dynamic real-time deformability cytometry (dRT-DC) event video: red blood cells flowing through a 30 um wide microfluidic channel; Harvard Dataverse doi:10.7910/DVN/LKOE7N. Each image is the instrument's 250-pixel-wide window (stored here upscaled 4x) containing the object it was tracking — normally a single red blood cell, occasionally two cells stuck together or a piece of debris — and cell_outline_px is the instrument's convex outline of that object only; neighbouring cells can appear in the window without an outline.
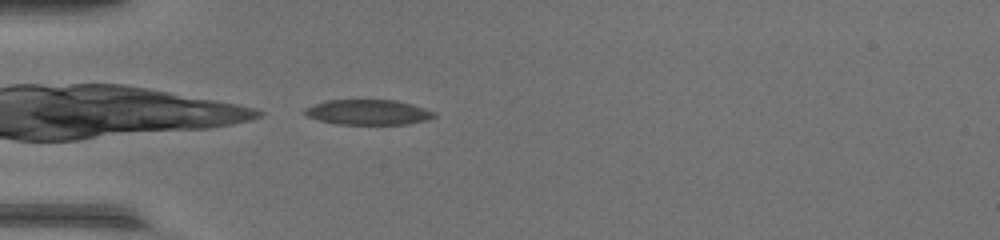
{"species": "common noctule bat (a hibernating species)", "species_latin": "Nyctalus noctula", "temperature_condition": "warm", "stored_images_in_passage": 34, "camera_frame_rate_fps": 3000, "um_per_image_px": 0.085, "animal": {"sex": "female", "body_mass_g": 17.0, "forearm_length_mm": 48.0}, "frame": {"image": 1, "passage_image": 1, "time_ms": 0.0, "image_size_px": [1000, 240], "cell_outline_px": [[436, 116], [428, 120], [408, 124], [336, 124], [320, 120], [308, 116], [304, 112], [304, 108], [328, 100], [396, 100], [412, 104], [436, 112]], "centroid_in_image_um": [31.34, 9.54], "position_along_channel_um": 53.7, "area_um2": 18.9}}
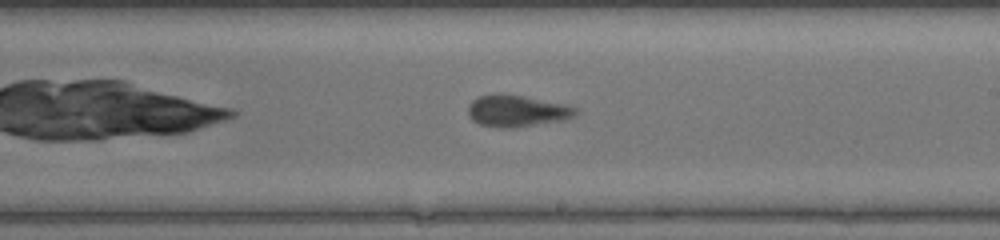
{"frame": {"image": 2, "passage_image": 15, "time_ms": 4.667, "image_size_px": [1000, 240], "cell_outline_px": [[580, 112], [576, 116], [564, 120], [512, 128], [500, 128], [480, 124], [472, 120], [468, 116], [468, 104], [472, 100], [480, 96], [500, 92], [504, 92], [568, 104], [576, 108]], "centroid_in_image_um": [43.96, 9.41], "position_along_channel_um": 245.0, "area_um2": 20.4}}
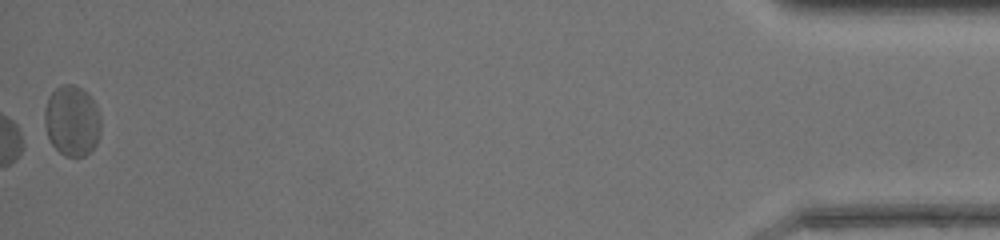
{"frame": {"image": 3, "passage_image": 34, "time_ms": 11.0, "image_size_px": [1000, 240], "cell_outline_px": [[100, 132], [96, 144], [84, 156], [64, 156], [52, 144], [48, 136], [44, 124], [44, 108], [48, 96], [60, 84], [72, 84], [88, 92], [100, 116]], "centroid_in_image_um": [6.09, 10.24], "position_along_channel_um": 429.1, "area_um2": 23.12}, "authors_computed_cell_mechanics": {"area_um2": 20.0855, "velocity_mm_per_s": 4.3545, "shape_relaxation_time_tau1_ms": 5.4908, "shape_relaxation_time_tau2_ms": 0.7143, "deformation_change_tau1": 0.1816, "deformation_change_tau2": 0.066}}